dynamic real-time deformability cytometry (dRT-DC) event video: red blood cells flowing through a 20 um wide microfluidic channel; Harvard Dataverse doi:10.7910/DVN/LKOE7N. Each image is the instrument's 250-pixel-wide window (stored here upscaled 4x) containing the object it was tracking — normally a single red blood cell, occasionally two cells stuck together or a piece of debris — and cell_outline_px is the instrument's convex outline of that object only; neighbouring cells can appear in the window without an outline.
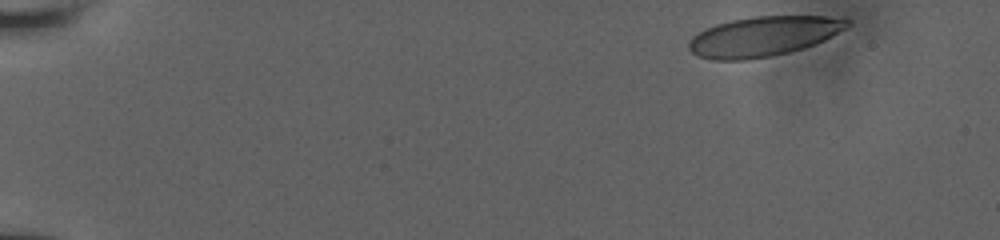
{"species": "human", "species_latin": "Homo sapiens", "temperature_condition": "room temperature", "stored_images_in_passage": 38, "camera_frame_rate_fps": 3000, "um_per_image_px": 0.085, "donor": {"sex": "male"}, "frame": {"image": 1, "passage_image": 1, "time_ms": 0.0, "image_size_px": [1000, 240], "cell_outline_px": [[852, 20], [844, 28], [832, 36], [816, 44], [788, 52], [772, 56], [744, 60], [712, 60], [696, 56], [688, 48], [688, 40], [692, 36], [704, 28], [716, 24], [732, 20], [756, 16], [848, 16]], "centroid_in_image_um": [64.89, 3.08], "position_along_channel_um": 20.1, "area_um2": 37.11}}
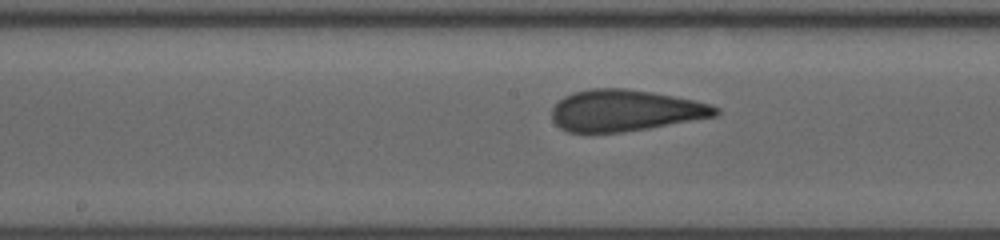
{"frame": {"image": 2, "passage_image": 21, "time_ms": 8.0, "image_size_px": [1000, 240], "cell_outline_px": [[720, 112], [716, 116], [648, 128], [624, 132], [568, 132], [560, 128], [552, 120], [552, 108], [564, 96], [572, 92], [592, 88], [624, 88], [652, 92], [712, 104], [720, 108]], "centroid_in_image_um": [53.13, 9.39], "position_along_channel_um": 195.1, "area_um2": 39.42}}
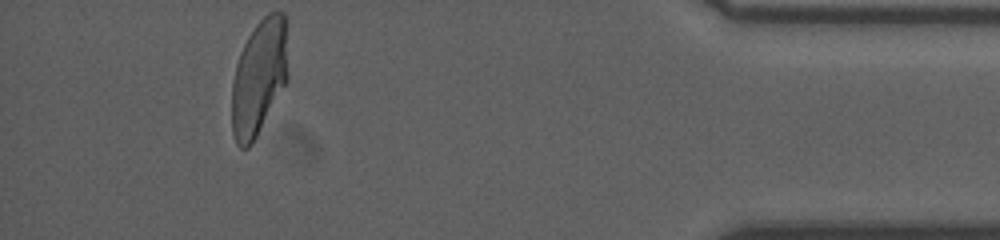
{"frame": {"image": 3, "passage_image": 38, "time_ms": 14.667, "image_size_px": [1000, 240], "cell_outline_px": [[288, 80], [252, 144], [248, 148], [240, 148], [236, 144], [232, 132], [232, 80], [236, 64], [240, 52], [248, 36], [256, 24], [268, 12], [284, 12], [288, 76]], "centroid_in_image_um": [22.0, 6.6], "position_along_channel_um": 413.2, "area_um2": 37.86}}